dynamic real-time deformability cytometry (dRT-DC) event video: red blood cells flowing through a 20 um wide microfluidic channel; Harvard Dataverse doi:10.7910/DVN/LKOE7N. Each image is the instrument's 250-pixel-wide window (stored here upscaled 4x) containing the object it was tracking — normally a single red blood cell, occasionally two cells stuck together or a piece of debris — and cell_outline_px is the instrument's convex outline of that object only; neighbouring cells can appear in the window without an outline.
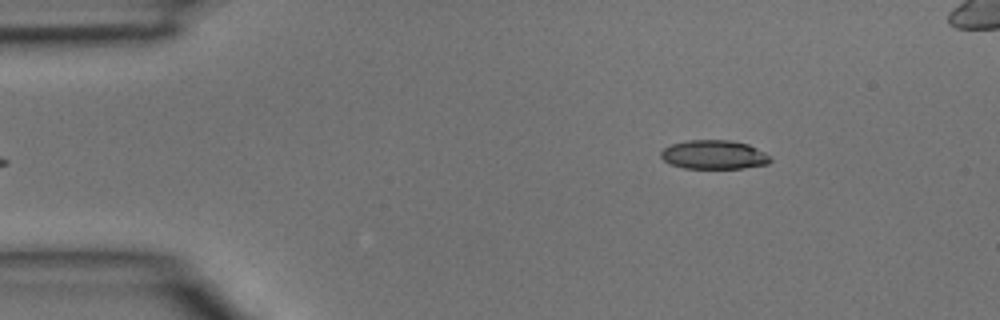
{"species": "common noctule bat (a hibernating species)", "species_latin": "Nyctalus noctula", "temperature_condition": "room temperature", "stored_images_in_passage": 5, "segment_of_instrument_passage": [2, 2], "camera_frame_rate_fps": 3000, "um_per_image_px": 0.085, "animal": {"sex": "male", "body_mass_g": 15.6}, "frame": {"image": 1, "passage_image": 5, "time_ms": 1.333, "image_size_px": [1000, 320], "cell_outline_px": [[772, 160], [768, 164], [744, 168], [684, 168], [672, 164], [664, 160], [660, 156], [660, 152], [664, 148], [672, 144], [688, 140], [732, 140], [748, 144], [764, 152]], "centroid_in_image_um": [60.69, 13.14], "position_along_channel_um": 24.3, "area_um2": 18.38}}